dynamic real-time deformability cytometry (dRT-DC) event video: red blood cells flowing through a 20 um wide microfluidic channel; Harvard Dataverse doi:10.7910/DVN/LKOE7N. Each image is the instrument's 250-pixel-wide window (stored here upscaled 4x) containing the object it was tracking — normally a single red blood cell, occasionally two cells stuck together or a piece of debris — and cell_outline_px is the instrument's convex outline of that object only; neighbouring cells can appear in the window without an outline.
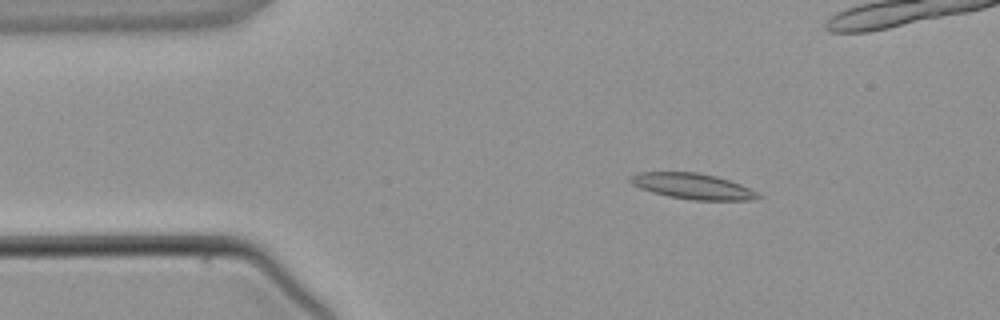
{"species": "common noctule bat (a hibernating species)", "species_latin": "Nyctalus noctula", "temperature_condition": "warm", "stored_images_in_passage": 3, "camera_frame_rate_fps": 3000, "um_per_image_px": 0.085, "animal": {"sex": "male", "body_mass_g": 21.5, "forearm_length_mm": 52.0}, "frame": {"image": 1, "passage_image": 1, "time_ms": 0.0, "image_size_px": [1000, 320], "cell_outline_px": [[764, 196], [752, 200], [692, 200], [668, 196], [652, 192], [640, 188], [632, 184], [628, 180], [632, 176], [640, 172], [696, 172], [716, 176], [740, 184]], "centroid_in_image_um": [58.88, 15.83], "position_along_channel_um": 26.1, "area_um2": 19.02}}